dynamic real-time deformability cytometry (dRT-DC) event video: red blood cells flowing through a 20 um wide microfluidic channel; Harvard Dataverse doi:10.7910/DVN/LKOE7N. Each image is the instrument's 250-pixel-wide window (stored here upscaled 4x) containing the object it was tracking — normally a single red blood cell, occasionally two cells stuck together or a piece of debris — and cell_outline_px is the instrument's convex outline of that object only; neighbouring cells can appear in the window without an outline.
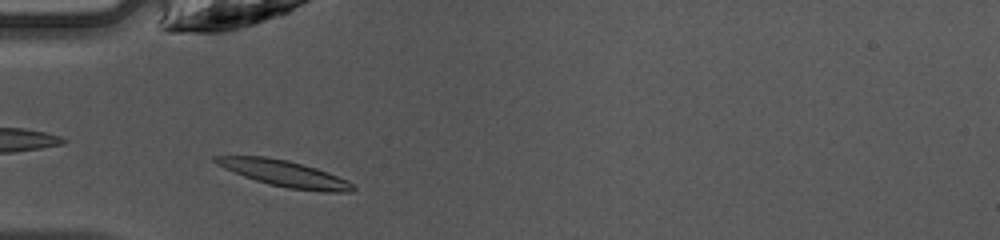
{"species": "common noctule bat (a hibernating species)", "species_latin": "Nyctalus noctula", "temperature_condition": "warm", "stored_images_in_passage": 9, "camera_frame_rate_fps": 3000, "um_per_image_px": 0.085, "animal": {"sex": "female", "body_mass_g": 10.0, "forearm_length_mm": 53.1}, "frame": {"image": 1, "passage_image": 2, "time_ms": 0.333, "image_size_px": [1000, 240], "cell_outline_px": [[356, 188], [352, 192], [324, 192], [288, 188], [268, 184], [244, 176], [224, 168], [216, 164], [212, 160], [212, 156], [268, 156], [288, 160], [316, 168], [328, 172], [348, 180]], "centroid_in_image_um": [24.19, 14.75], "position_along_channel_um": 60.8, "area_um2": 21.04}}